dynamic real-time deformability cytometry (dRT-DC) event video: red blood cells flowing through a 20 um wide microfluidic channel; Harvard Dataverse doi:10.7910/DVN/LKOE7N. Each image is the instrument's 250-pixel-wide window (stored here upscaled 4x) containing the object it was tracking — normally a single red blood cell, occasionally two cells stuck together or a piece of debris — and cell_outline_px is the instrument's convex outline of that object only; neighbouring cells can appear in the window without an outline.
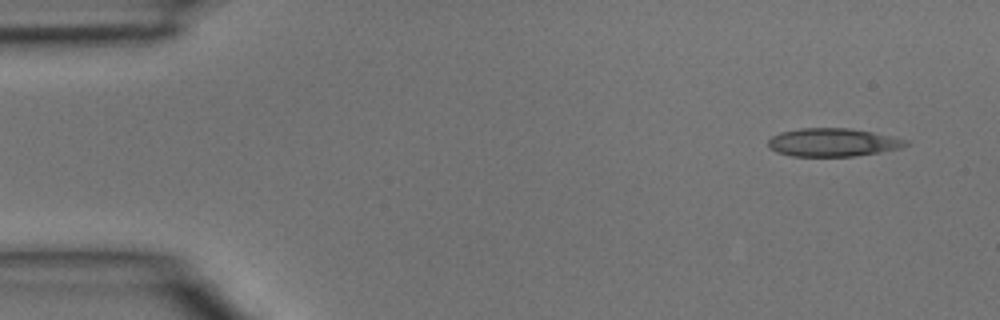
{"species": "common noctule bat (a hibernating species)", "species_latin": "Nyctalus noctula", "temperature_condition": "room temperature", "stored_images_in_passage": 3, "camera_frame_rate_fps": 3000, "um_per_image_px": 0.085, "animal": {"sex": "male", "body_mass_g": 15.6}, "frame": {"image": 1, "passage_image": 1, "time_ms": 0.0, "image_size_px": [1000, 320], "cell_outline_px": [[912, 144], [900, 148], [880, 152], [852, 156], [792, 156], [776, 152], [768, 148], [768, 140], [772, 136], [780, 132], [800, 128], [848, 128], [872, 132], [912, 140]], "centroid_in_image_um": [70.82, 12.1], "position_along_channel_um": 14.2, "area_um2": 22.83}}